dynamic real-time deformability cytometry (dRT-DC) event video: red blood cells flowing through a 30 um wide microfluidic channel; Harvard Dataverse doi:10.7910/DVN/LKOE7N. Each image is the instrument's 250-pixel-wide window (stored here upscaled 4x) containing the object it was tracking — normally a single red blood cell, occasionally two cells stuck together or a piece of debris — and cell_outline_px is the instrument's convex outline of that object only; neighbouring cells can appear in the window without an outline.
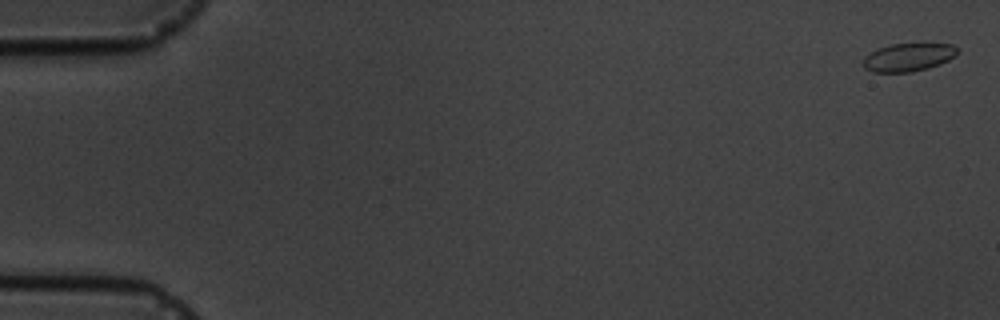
{"species": "common noctule bat (a hibernating species)", "species_latin": "Nyctalus noctula", "temperature_condition": "cold", "stored_images_in_passage": 16, "camera_frame_rate_fps": 3000, "um_per_image_px": 0.085, "animal": {"sex": "male", "body_mass_g": 19.5, "forearm_length_mm": 54.6}, "frame": {"image": 1, "passage_image": 1, "time_ms": 0.0, "image_size_px": [1000, 320], "cell_outline_px": [[956, 52], [948, 60], [940, 64], [928, 68], [912, 72], [872, 72], [864, 68], [864, 56], [880, 48], [892, 44], [924, 40], [952, 44], [956, 48]], "centroid_in_image_um": [77.24, 4.81], "position_along_channel_um": 7.8, "area_um2": 15.95}}
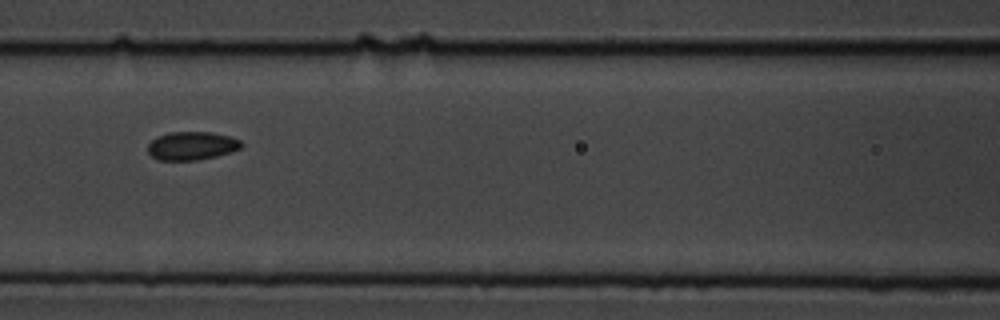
{"frame": {"image": 2, "passage_image": 8, "time_ms": 8.0, "image_size_px": [1000, 320], "cell_outline_px": [[244, 144], [240, 148], [232, 152], [216, 156], [196, 160], [156, 160], [148, 152], [148, 144], [156, 136], [172, 132], [212, 132], [232, 136], [240, 140]], "centroid_in_image_um": [16.32, 12.39], "position_along_channel_um": 150.3, "area_um2": 15.61}}
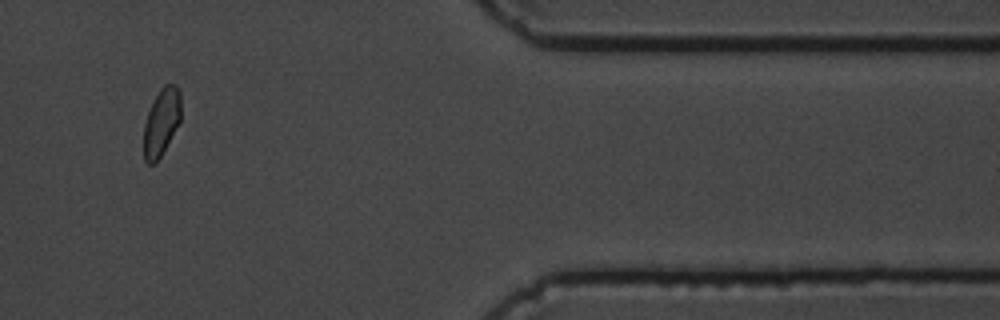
{"frame": {"image": 3, "passage_image": 14, "time_ms": 15.667, "image_size_px": [1000, 320], "cell_outline_px": [[180, 120], [156, 164], [148, 164], [144, 160], [144, 124], [148, 112], [160, 88], [164, 84], [176, 84], [180, 92]], "centroid_in_image_um": [13.71, 10.38], "position_along_channel_um": 397.7, "area_um2": 14.39}, "authors_computed_cell_mechanics": {"area_um2": 15.6349, "velocity_mm_per_s": 3.6335, "shape_relaxation_time_tau1_ms": 1.949, "shape_relaxation_time_tau2_ms": null, "deformation_change_tau1": 0.024, "deformation_change_tau2": null}}